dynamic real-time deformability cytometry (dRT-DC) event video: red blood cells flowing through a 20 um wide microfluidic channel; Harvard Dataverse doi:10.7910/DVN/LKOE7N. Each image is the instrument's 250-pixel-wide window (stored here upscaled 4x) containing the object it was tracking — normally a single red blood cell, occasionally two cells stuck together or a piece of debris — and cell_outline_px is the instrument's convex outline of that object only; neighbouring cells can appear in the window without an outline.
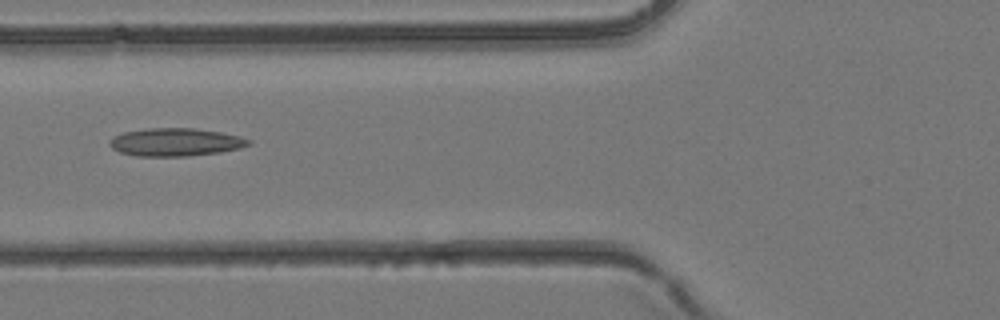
{"species": "common noctule bat (a hibernating species)", "species_latin": "Nyctalus noctula", "temperature_condition": "room temperature", "stored_images_in_passage": 4, "camera_frame_rate_fps": 3000, "um_per_image_px": 0.085, "animal": {"sex": "female", "body_mass_g": 24.6, "forearm_length_mm": 56.2}, "frame": {"image": 1, "passage_image": 4, "time_ms": 1.0, "image_size_px": [1000, 320], "cell_outline_px": [[252, 144], [240, 148], [220, 152], [188, 156], [136, 156], [120, 152], [112, 148], [108, 144], [116, 136], [124, 132], [148, 128], [192, 128], [220, 132], [240, 136], [252, 140]], "centroid_in_image_um": [14.96, 12.08], "position_along_channel_um": 110.8, "area_um2": 22.54}}